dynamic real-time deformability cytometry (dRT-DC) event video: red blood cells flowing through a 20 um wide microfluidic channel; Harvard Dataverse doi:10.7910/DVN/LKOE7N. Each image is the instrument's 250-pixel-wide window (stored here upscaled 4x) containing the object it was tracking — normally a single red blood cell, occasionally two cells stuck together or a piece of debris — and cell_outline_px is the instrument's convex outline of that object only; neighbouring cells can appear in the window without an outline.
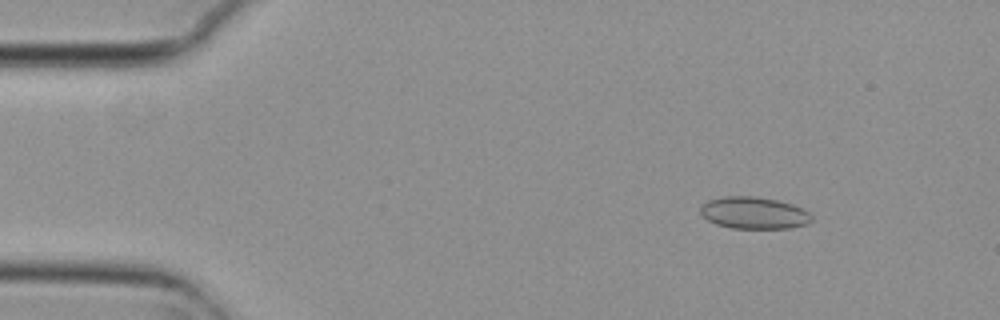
{"species": "common noctule bat (a hibernating species)", "species_latin": "Nyctalus noctula", "temperature_condition": "cold", "stored_images_in_passage": 5, "camera_frame_rate_fps": 3000, "um_per_image_px": 0.085, "animal": {"sex": "female", "body_mass_g": 29.2, "forearm_length_mm": 56.3}, "frame": {"image": 1, "passage_image": 2, "time_ms": 0.333, "image_size_px": [1000, 320], "cell_outline_px": [[812, 220], [808, 224], [788, 228], [732, 228], [716, 224], [708, 220], [700, 212], [700, 204], [708, 200], [724, 196], [756, 196], [776, 200], [792, 204], [804, 208], [812, 216]], "centroid_in_image_um": [64.08, 18.09], "position_along_channel_um": 20.9, "area_um2": 20.81}}
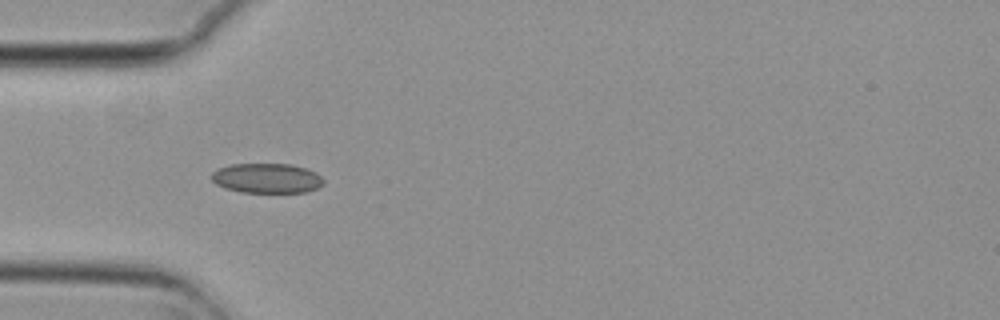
{"frame": {"image": 2, "passage_image": 4, "time_ms": 1.0, "image_size_px": [1000, 320], "cell_outline_px": [[324, 184], [316, 188], [304, 192], [240, 192], [224, 188], [216, 184], [208, 176], [216, 168], [232, 164], [292, 164], [316, 172], [324, 180]], "centroid_in_image_um": [22.63, 15.14], "position_along_channel_um": 62.4, "area_um2": 19.59}}
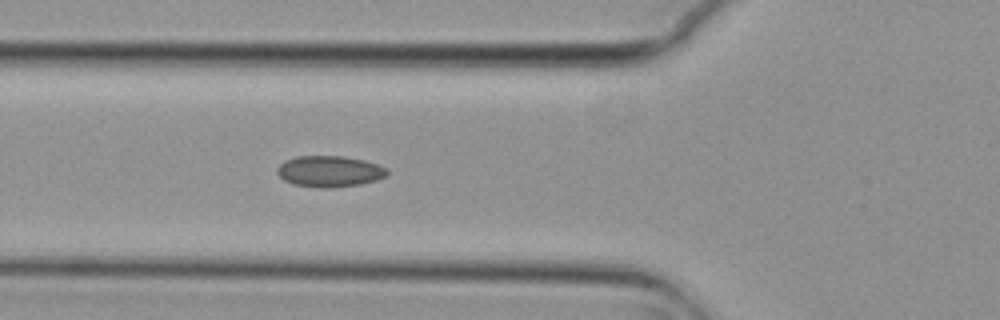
{"frame": {"image": 3, "passage_image": 5, "time_ms": 1.333, "image_size_px": [1000, 320], "cell_outline_px": [[388, 176], [376, 180], [360, 184], [328, 188], [320, 188], [292, 184], [284, 180], [276, 172], [276, 168], [284, 160], [296, 156], [344, 156], [364, 160], [388, 168]], "centroid_in_image_um": [28.0, 14.56], "position_along_channel_um": 97.8, "area_um2": 20.11}}